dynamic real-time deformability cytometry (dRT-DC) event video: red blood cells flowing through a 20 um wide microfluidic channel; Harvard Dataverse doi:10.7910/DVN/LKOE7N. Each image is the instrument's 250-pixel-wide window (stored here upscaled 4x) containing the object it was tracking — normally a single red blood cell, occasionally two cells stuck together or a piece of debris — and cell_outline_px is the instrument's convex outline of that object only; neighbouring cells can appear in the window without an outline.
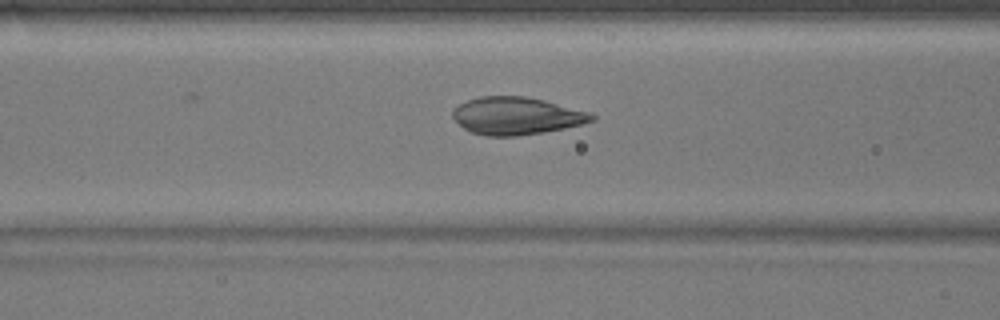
{"species": "common noctule bat (a hibernating species)", "species_latin": "Nyctalus noctula", "temperature_condition": "warm", "stored_images_in_passage": 35, "camera_frame_rate_fps": 3000, "um_per_image_px": 0.085, "animal": {"sex": "male", "body_mass_g": 17.9}, "frame": {"image": 1, "passage_image": 5, "time_ms": 1.333, "image_size_px": [1000, 320], "cell_outline_px": [[596, 120], [564, 128], [544, 132], [516, 136], [488, 136], [472, 132], [464, 128], [452, 116], [452, 108], [468, 100], [480, 96], [524, 96], [544, 100], [588, 112], [596, 116]], "centroid_in_image_um": [43.88, 9.84], "position_along_channel_um": 122.7, "area_um2": 30.17}}
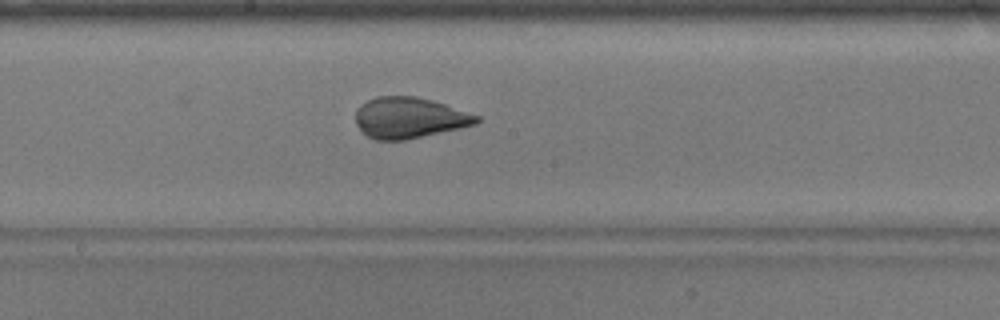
{"frame": {"image": 2, "passage_image": 12, "time_ms": 3.667, "image_size_px": [1000, 320], "cell_outline_px": [[480, 120], [476, 124], [460, 128], [404, 140], [376, 140], [368, 136], [356, 124], [356, 108], [360, 104], [376, 96], [416, 96], [432, 100], [480, 116]], "centroid_in_image_um": [34.78, 10.0], "position_along_channel_um": 213.4, "area_um2": 28.73}}
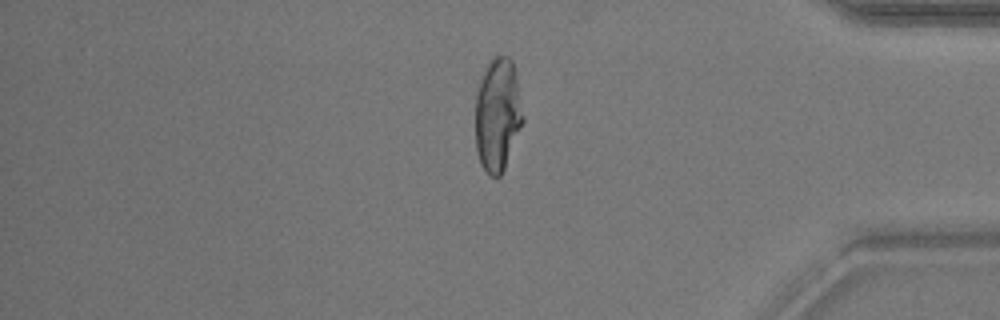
{"frame": {"image": 3, "passage_image": 28, "time_ms": 9.0, "image_size_px": [1000, 320], "cell_outline_px": [[524, 120], [504, 168], [500, 176], [492, 176], [480, 164], [476, 148], [476, 92], [484, 68], [488, 60], [496, 56], [508, 56], [512, 60], [516, 76], [524, 116]], "centroid_in_image_um": [42.29, 9.7], "position_along_channel_um": 392.9, "area_um2": 31.33}}